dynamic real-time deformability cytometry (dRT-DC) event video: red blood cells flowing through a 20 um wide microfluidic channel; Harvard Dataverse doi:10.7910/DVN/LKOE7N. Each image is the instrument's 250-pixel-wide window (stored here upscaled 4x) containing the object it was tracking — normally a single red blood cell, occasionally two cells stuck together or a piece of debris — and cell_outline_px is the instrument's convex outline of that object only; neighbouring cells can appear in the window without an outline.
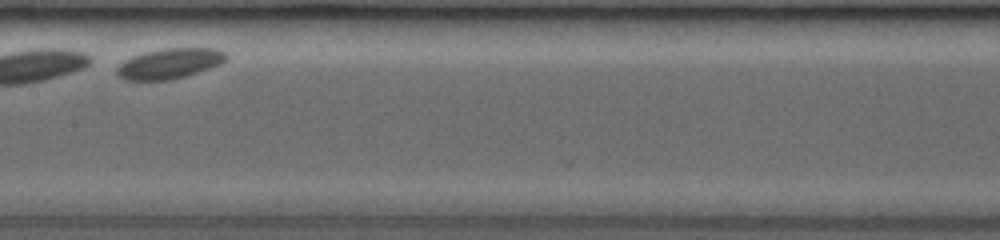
{"species": "common noctule bat (a hibernating species)", "species_latin": "Nyctalus noctula", "temperature_condition": "room temperature", "stored_images_in_passage": 8, "segment_of_instrument_passage": [1, 2], "camera_frame_rate_fps": 3000, "um_per_image_px": 0.085, "animal": {"sex": "female", "body_mass_g": 19.0, "forearm_length_mm": 53.3}, "frame": {"image": 1, "passage_image": 6, "time_ms": 3.667, "image_size_px": [1000, 240], "cell_outline_px": [[228, 60], [220, 64], [184, 76], [168, 80], [124, 80], [116, 72], [116, 68], [124, 60], [132, 56], [144, 52], [164, 48], [216, 48], [228, 52]], "centroid_in_image_um": [14.44, 5.38], "position_along_channel_um": 193.0, "area_um2": 19.31}}